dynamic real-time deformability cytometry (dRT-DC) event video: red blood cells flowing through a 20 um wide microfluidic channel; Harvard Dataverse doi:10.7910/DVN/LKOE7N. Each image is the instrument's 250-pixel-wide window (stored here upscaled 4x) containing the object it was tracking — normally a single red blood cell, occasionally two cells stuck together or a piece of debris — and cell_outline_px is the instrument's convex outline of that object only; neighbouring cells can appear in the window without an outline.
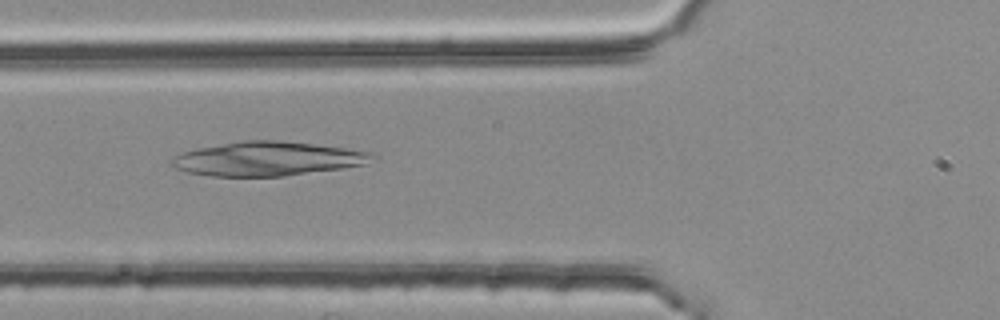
{"species": "common noctule bat (a hibernating species)", "species_latin": "Nyctalus noctula", "temperature_condition": "room temperature", "stored_images_in_passage": 3, "camera_frame_rate_fps": 3000, "um_per_image_px": 0.085, "animal": {"sex": "female", "body_mass_g": 25.1}, "frame": {"image": 1, "passage_image": 2, "time_ms": 0.333, "image_size_px": [1000, 320], "cell_outline_px": [[376, 156], [364, 164], [344, 168], [284, 176], [208, 176], [188, 172], [176, 168], [168, 164], [168, 160], [180, 152], [196, 148], [244, 140], [280, 140], [376, 152]], "centroid_in_image_um": [22.69, 13.49], "position_along_channel_um": 103.1, "area_um2": 40.06}}
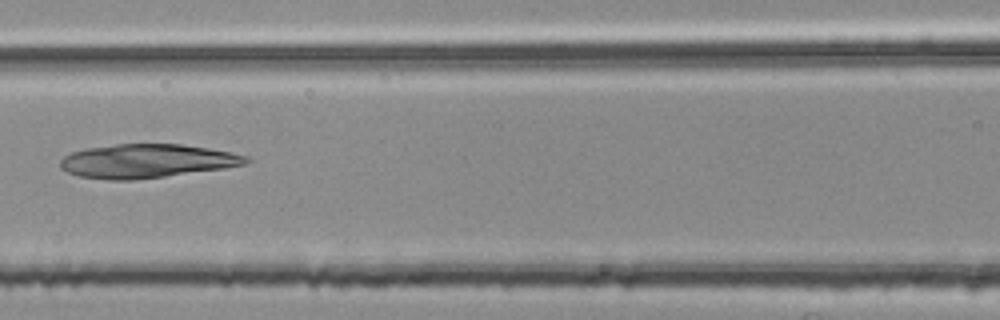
{"frame": {"image": 2, "passage_image": 3, "time_ms": 0.667, "image_size_px": [1000, 320], "cell_outline_px": [[252, 160], [244, 164], [224, 168], [164, 176], [132, 180], [108, 180], [80, 176], [68, 172], [60, 168], [60, 160], [64, 156], [72, 152], [84, 148], [116, 144], [184, 144], [232, 152], [248, 156]], "centroid_in_image_um": [12.47, 13.68], "position_along_channel_um": 154.1, "area_um2": 36.53}}